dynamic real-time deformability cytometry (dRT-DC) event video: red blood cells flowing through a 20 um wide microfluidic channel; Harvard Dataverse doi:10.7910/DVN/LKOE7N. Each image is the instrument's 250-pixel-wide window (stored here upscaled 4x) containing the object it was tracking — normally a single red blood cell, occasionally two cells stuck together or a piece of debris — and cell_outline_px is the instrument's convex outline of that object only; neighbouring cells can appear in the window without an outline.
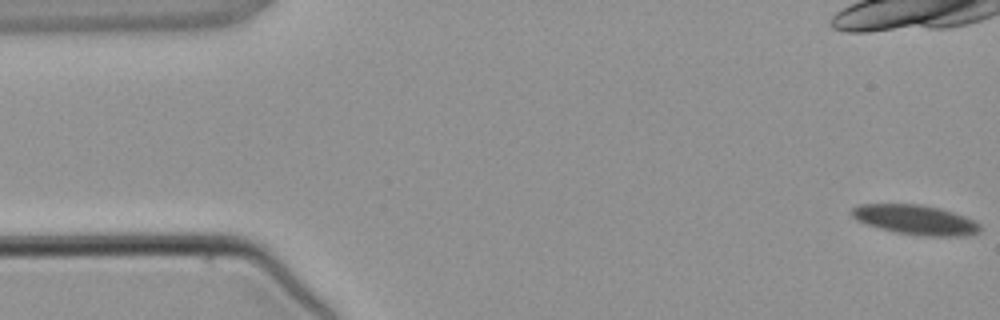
{"species": "common noctule bat (a hibernating species)", "species_latin": "Nyctalus noctula", "temperature_condition": "warm", "stored_images_in_passage": 5, "camera_frame_rate_fps": 3000, "um_per_image_px": 0.085, "animal": {"sex": "male", "body_mass_g": 21.5, "forearm_length_mm": 52.0}, "frame": {"image": 1, "passage_image": 1, "time_ms": 0.0, "image_size_px": [1000, 320], "cell_outline_px": [[980, 232], [968, 236], [920, 236], [896, 232], [880, 228], [856, 220], [848, 212], [852, 208], [860, 204], [920, 204], [940, 208], [964, 216], [980, 224]], "centroid_in_image_um": [77.81, 18.68], "position_along_channel_um": 7.2, "area_um2": 22.25}}
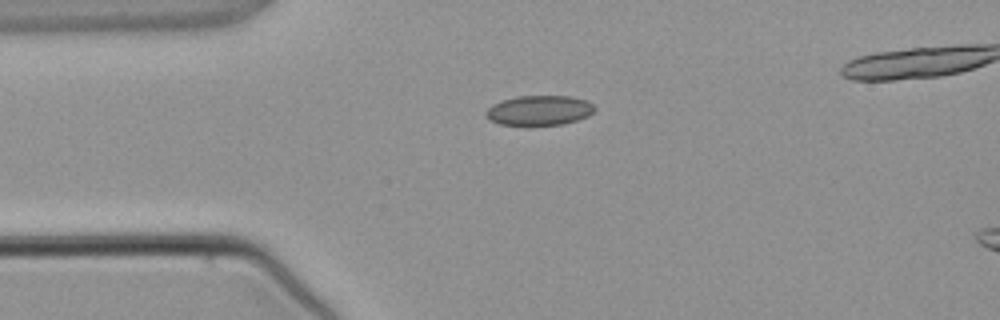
{"frame": {"image": 2, "passage_image": 5, "time_ms": 6.0, "image_size_px": [1000, 320], "cell_outline_px": [[596, 108], [588, 116], [564, 124], [524, 128], [500, 124], [488, 120], [484, 116], [484, 112], [492, 104], [516, 96], [572, 96], [584, 100], [592, 104]], "centroid_in_image_um": [45.76, 9.43], "position_along_channel_um": 39.2, "area_um2": 19.65}}